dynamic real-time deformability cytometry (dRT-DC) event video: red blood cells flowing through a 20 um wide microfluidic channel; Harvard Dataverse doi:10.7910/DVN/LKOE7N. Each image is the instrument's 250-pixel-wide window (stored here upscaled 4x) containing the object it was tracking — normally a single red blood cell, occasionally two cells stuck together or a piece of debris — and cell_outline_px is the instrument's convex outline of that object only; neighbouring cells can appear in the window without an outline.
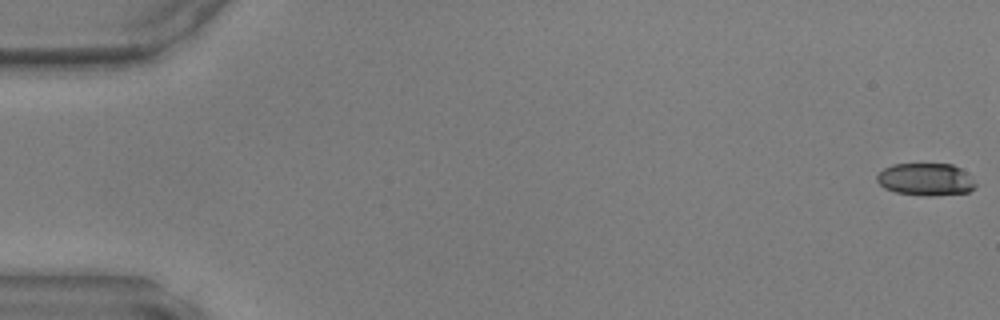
{"species": "common noctule bat (a hibernating species)", "species_latin": "Nyctalus noctula", "temperature_condition": "warm", "stored_images_in_passage": 43, "camera_frame_rate_fps": 3000, "um_per_image_px": 0.085, "animal": {"sex": "male", "body_mass_g": 17.9, "forearm_length_mm": 54.2}, "frame": {"image": 1, "passage_image": 1, "time_ms": 0.0, "image_size_px": [1000, 320], "cell_outline_px": [[976, 188], [968, 192], [928, 196], [896, 192], [884, 188], [876, 180], [876, 176], [884, 168], [892, 164], [952, 164], [960, 168], [972, 176], [976, 184]], "centroid_in_image_um": [78.71, 15.24], "position_along_channel_um": 6.3, "area_um2": 18.67}}
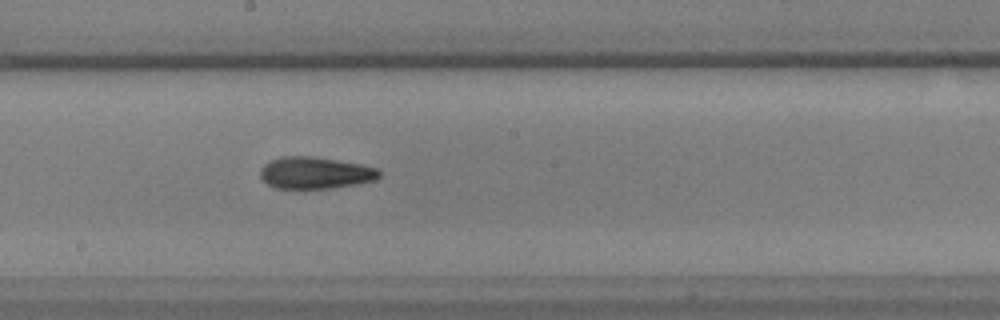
{"frame": {"image": 2, "passage_image": 27, "time_ms": 8.667, "image_size_px": [1000, 320], "cell_outline_px": [[380, 176], [376, 180], [360, 184], [332, 188], [276, 188], [268, 184], [260, 176], [260, 168], [268, 160], [280, 156], [312, 156], [364, 164], [376, 168], [380, 172]], "centroid_in_image_um": [26.8, 14.68], "position_along_channel_um": 221.4, "area_um2": 22.37}}
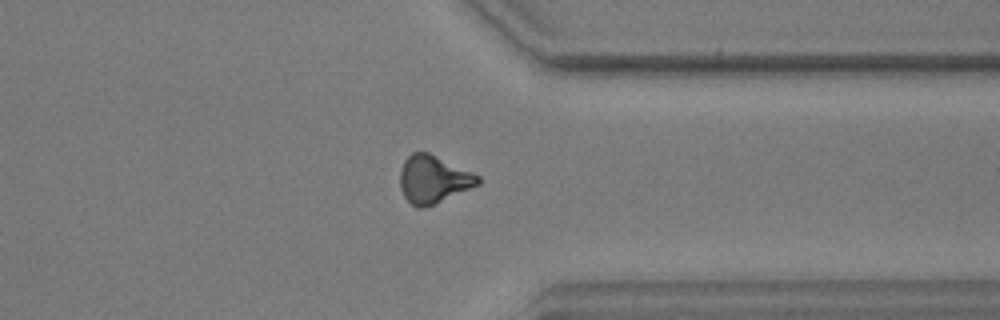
{"frame": {"image": 3, "passage_image": 38, "time_ms": 12.333, "image_size_px": [1000, 320], "cell_outline_px": [[480, 184], [424, 208], [416, 208], [404, 196], [400, 188], [400, 172], [404, 160], [412, 152], [428, 152], [472, 172], [480, 176]], "centroid_in_image_um": [36.82, 15.24], "position_along_channel_um": 374.6, "area_um2": 21.44}}